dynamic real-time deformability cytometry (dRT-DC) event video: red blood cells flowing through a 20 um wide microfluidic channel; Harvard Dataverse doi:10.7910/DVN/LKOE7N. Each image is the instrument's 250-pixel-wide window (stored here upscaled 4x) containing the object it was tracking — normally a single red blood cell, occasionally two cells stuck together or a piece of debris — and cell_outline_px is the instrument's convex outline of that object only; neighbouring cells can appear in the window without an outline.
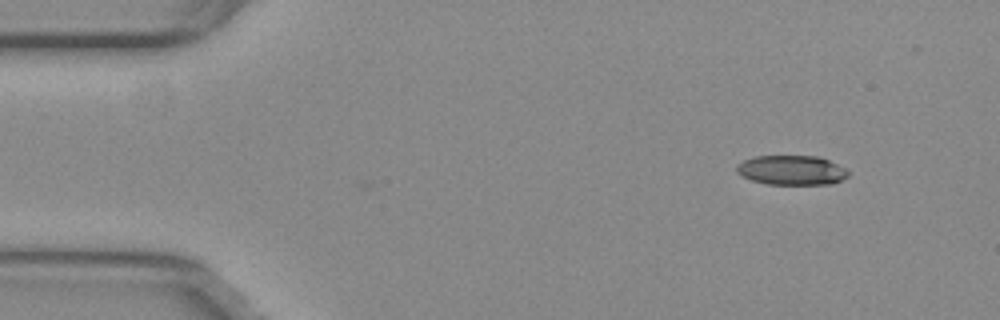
{"species": "common noctule bat (a hibernating species)", "species_latin": "Nyctalus noctula", "temperature_condition": "warm", "stored_images_in_passage": 3, "camera_frame_rate_fps": 3000, "um_per_image_px": 0.085, "animal": {"sex": "female", "body_mass_g": 29.2, "forearm_length_mm": 56.3}, "frame": {"image": 1, "passage_image": 3, "time_ms": 0.667, "image_size_px": [1000, 320], "cell_outline_px": [[848, 176], [832, 184], [768, 184], [752, 180], [736, 172], [736, 164], [744, 160], [756, 156], [816, 156], [828, 160], [844, 168], [848, 172]], "centroid_in_image_um": [67.26, 14.46], "position_along_channel_um": 17.7, "area_um2": 19.02}}